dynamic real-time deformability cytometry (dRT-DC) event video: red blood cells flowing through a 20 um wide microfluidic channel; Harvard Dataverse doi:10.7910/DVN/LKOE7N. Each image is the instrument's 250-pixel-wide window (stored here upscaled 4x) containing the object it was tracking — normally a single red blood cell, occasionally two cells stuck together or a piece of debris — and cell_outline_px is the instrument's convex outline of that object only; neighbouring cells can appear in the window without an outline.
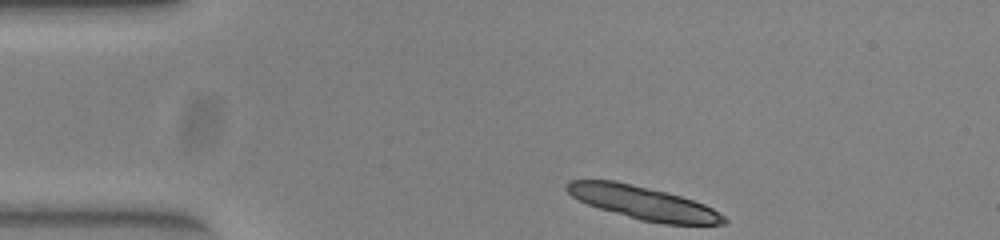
{"species": "common noctule bat (a hibernating species)", "species_latin": "Nyctalus noctula", "temperature_condition": "warm", "stored_images_in_passage": 31, "camera_frame_rate_fps": 3000, "um_per_image_px": 0.085, "animal": {"sex": "female", "body_mass_g": 23.0, "forearm_length_mm": 53.4}, "frame": {"image": 1, "passage_image": 1, "time_ms": 0.0, "image_size_px": [1000, 240], "cell_outline_px": [[728, 220], [724, 224], [664, 224], [640, 220], [600, 208], [588, 204], [572, 196], [564, 188], [564, 184], [568, 180], [616, 180], [680, 196], [704, 204], [712, 208], [724, 216]], "centroid_in_image_um": [54.64, 17.23], "position_along_channel_um": 30.4, "area_um2": 30.06}}
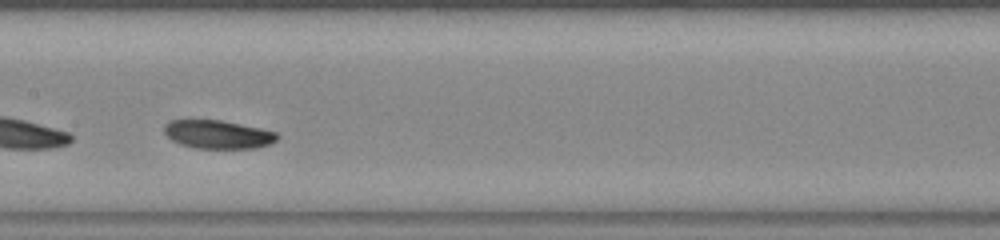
{"frame": {"image": 2, "passage_image": 18, "time_ms": 5.667, "image_size_px": [1000, 240], "cell_outline_px": [[280, 136], [276, 140], [268, 144], [256, 148], [196, 148], [180, 144], [172, 140], [164, 132], [164, 124], [168, 120], [220, 120], [260, 128], [276, 132]], "centroid_in_image_um": [18.5, 11.42], "position_along_channel_um": 188.9, "area_um2": 18.61}}
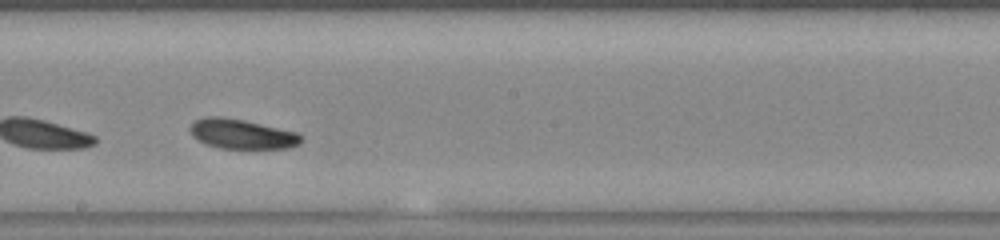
{"frame": {"image": 3, "passage_image": 21, "time_ms": 6.667, "image_size_px": [1000, 240], "cell_outline_px": [[304, 140], [300, 144], [288, 148], [220, 148], [204, 144], [192, 136], [188, 128], [196, 120], [204, 116], [220, 116], [244, 120], [296, 132], [304, 136]], "centroid_in_image_um": [20.55, 11.39], "position_along_channel_um": 227.6, "area_um2": 19.36}}